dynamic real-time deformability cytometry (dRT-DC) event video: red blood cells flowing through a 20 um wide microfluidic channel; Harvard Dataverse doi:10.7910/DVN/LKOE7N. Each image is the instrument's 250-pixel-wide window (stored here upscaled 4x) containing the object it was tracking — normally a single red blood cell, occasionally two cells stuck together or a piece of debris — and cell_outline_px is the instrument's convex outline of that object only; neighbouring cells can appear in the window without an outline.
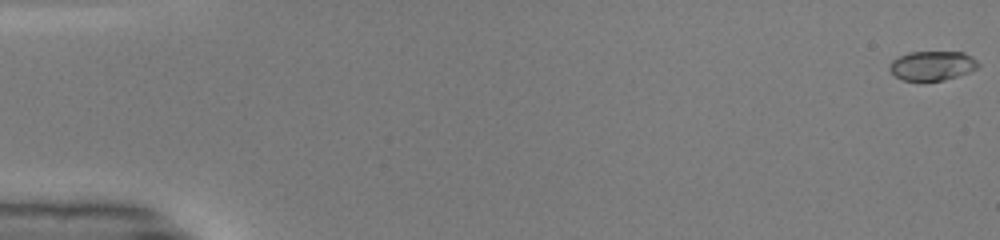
{"species": "common noctule bat (a hibernating species)", "species_latin": "Nyctalus noctula", "temperature_condition": "warm", "stored_images_in_passage": 50, "camera_frame_rate_fps": 3000, "um_per_image_px": 0.085, "animal": {"sex": "male", "body_mass_g": 19.0, "forearm_length_mm": 50.8}, "frame": {"image": 1, "passage_image": 1, "time_ms": 0.0, "image_size_px": [1000, 240], "cell_outline_px": [[980, 64], [976, 68], [968, 72], [944, 80], [900, 80], [888, 68], [888, 64], [892, 60], [908, 52], [964, 52], [972, 56]], "centroid_in_image_um": [79.22, 5.57], "position_along_channel_um": 5.8, "area_um2": 15.09}}
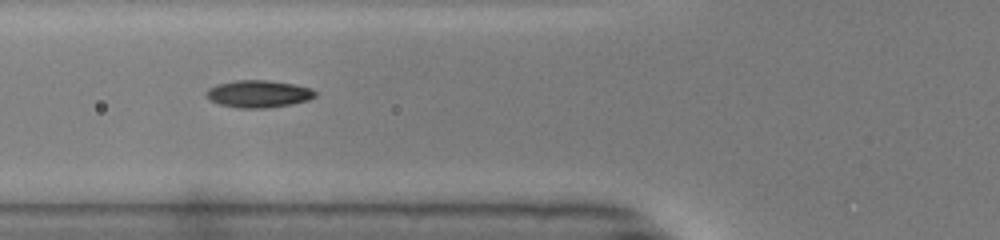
{"frame": {"image": 2, "passage_image": 20, "time_ms": 6.333, "image_size_px": [1000, 240], "cell_outline_px": [[316, 96], [308, 100], [288, 104], [264, 108], [240, 108], [220, 104], [208, 100], [204, 92], [208, 88], [216, 84], [236, 80], [268, 80], [292, 84], [312, 88], [316, 92]], "centroid_in_image_um": [21.92, 7.97], "position_along_channel_um": 103.9, "area_um2": 17.28}}
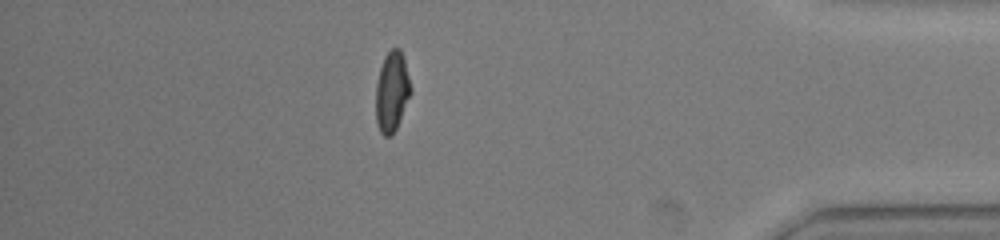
{"frame": {"image": 3, "passage_image": 44, "time_ms": 14.333, "image_size_px": [1000, 240], "cell_outline_px": [[412, 92], [396, 128], [388, 136], [384, 136], [380, 132], [376, 124], [376, 84], [380, 68], [384, 56], [392, 48], [400, 48], [404, 56], [412, 88]], "centroid_in_image_um": [33.32, 7.75], "position_along_channel_um": 401.9, "area_um2": 16.42}, "authors_computed_cell_mechanics": {"area_um2": 16.0106, "velocity_mm_per_s": 4.1766, "shape_relaxation_time_tau1_ms": 4.7991, "shape_relaxation_time_tau2_ms": 1.0271, "deformation_change_tau1": 0.2258, "deformation_change_tau2": 0.0507}}